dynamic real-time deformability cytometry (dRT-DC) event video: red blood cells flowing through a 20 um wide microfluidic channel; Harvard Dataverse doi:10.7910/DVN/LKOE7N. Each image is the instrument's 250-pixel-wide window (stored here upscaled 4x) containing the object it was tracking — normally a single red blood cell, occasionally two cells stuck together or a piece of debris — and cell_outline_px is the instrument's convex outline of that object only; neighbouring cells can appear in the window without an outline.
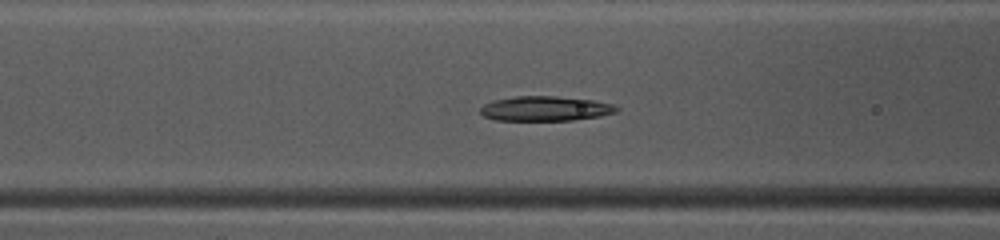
{"species": "common noctule bat (a hibernating species)", "species_latin": "Nyctalus noctula", "temperature_condition": "warm", "stored_images_in_passage": 37, "camera_frame_rate_fps": 3000, "um_per_image_px": 0.085, "animal": {"sex": "female", "body_mass_g": 10.0, "forearm_length_mm": 53.1}, "frame": {"image": 1, "passage_image": 8, "time_ms": 2.333, "image_size_px": [1000, 240], "cell_outline_px": [[620, 108], [616, 112], [600, 116], [572, 120], [496, 120], [484, 116], [480, 112], [480, 108], [484, 104], [492, 100], [516, 96], [556, 96], [592, 100], [612, 104]], "centroid_in_image_um": [46.33, 9.22], "position_along_channel_um": 120.3, "area_um2": 19.59}}
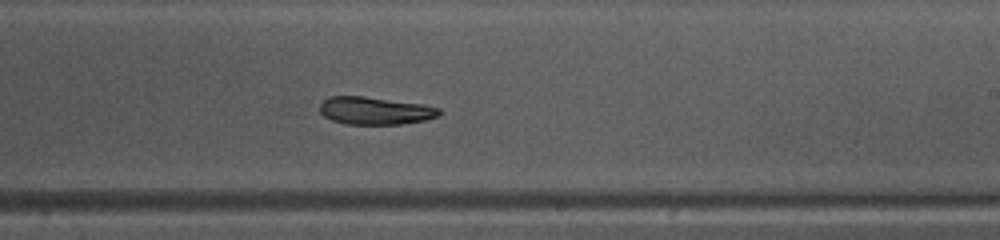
{"frame": {"image": 2, "passage_image": 18, "time_ms": 5.667, "image_size_px": [1000, 240], "cell_outline_px": [[444, 112], [440, 116], [424, 120], [400, 124], [344, 124], [332, 120], [324, 116], [320, 112], [320, 104], [328, 96], [364, 96], [420, 104], [440, 108]], "centroid_in_image_um": [31.89, 9.41], "position_along_channel_um": 257.1, "area_um2": 19.25}}
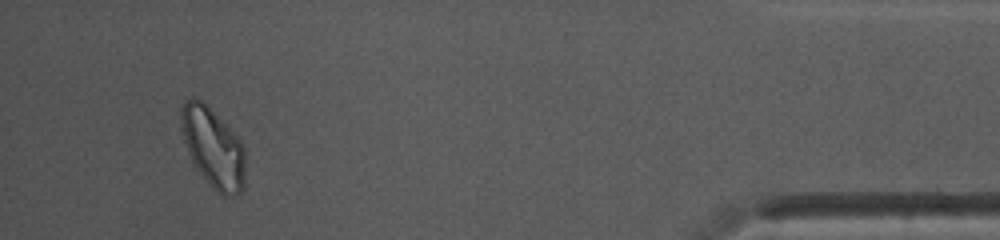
{"frame": {"image": 3, "passage_image": 34, "time_ms": 11.0, "image_size_px": [1000, 240], "cell_outline_px": [[244, 188], [236, 196], [224, 196], [216, 192], [212, 188], [196, 168], [188, 152], [180, 128], [180, 108], [184, 100], [192, 96], [200, 100], [240, 140], [244, 148]], "centroid_in_image_um": [18.08, 12.58], "position_along_channel_um": 417.1, "area_um2": 29.54}, "authors_computed_cell_mechanics": {"area_um2": 20.4034, "velocity_mm_per_s": 4.1056, "shape_relaxation_time_tau1_ms": 3.3662, "shape_relaxation_time_tau2_ms": 11.0765, "deformation_change_tau1": 0.1237, "deformation_change_tau2": 0.1424}}